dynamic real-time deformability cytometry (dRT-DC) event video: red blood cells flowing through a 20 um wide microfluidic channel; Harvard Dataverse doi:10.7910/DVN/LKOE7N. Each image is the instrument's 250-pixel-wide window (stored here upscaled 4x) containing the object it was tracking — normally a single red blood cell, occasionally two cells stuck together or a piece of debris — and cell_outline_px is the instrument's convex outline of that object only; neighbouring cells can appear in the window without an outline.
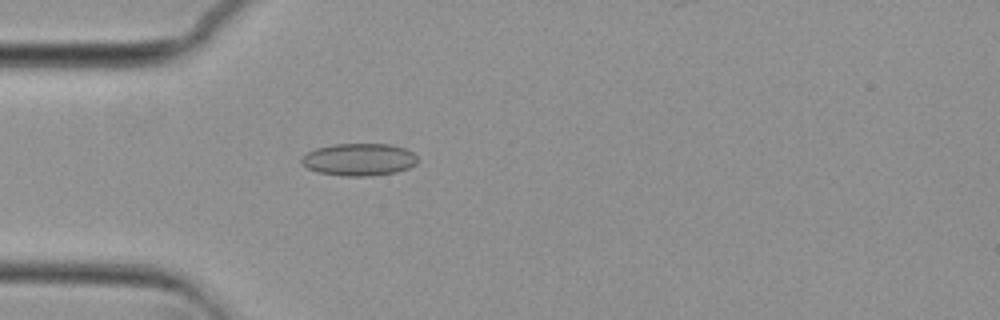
{"species": "common noctule bat (a hibernating species)", "species_latin": "Nyctalus noctula", "temperature_condition": "cold", "stored_images_in_passage": 25, "camera_frame_rate_fps": 3000, "um_per_image_px": 0.085, "animal": {"sex": "female", "body_mass_g": 29.2, "forearm_length_mm": 56.3}, "frame": {"image": 1, "passage_image": 16, "time_ms": 5.0, "image_size_px": [1000, 320], "cell_outline_px": [[416, 164], [408, 168], [396, 172], [372, 176], [344, 176], [316, 172], [308, 168], [300, 160], [308, 152], [316, 148], [332, 144], [392, 144], [404, 148], [412, 152], [416, 156]], "centroid_in_image_um": [30.52, 13.56], "position_along_channel_um": 54.5, "area_um2": 21.85}}
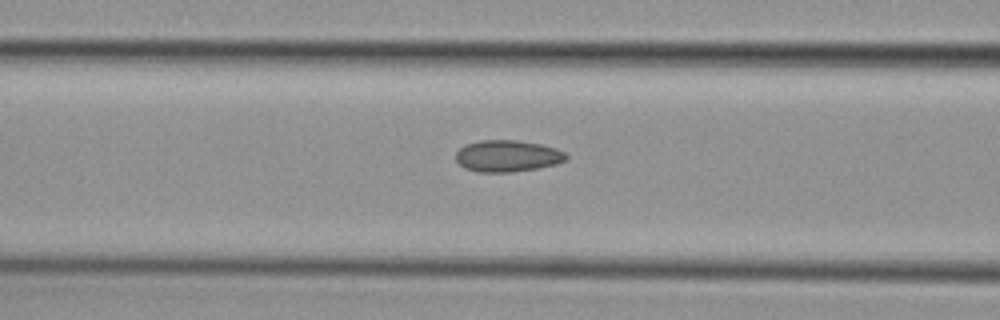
{"frame": {"image": 2, "passage_image": 22, "time_ms": 7.0, "image_size_px": [1000, 320], "cell_outline_px": [[568, 160], [556, 164], [536, 168], [512, 172], [480, 172], [464, 168], [456, 160], [456, 152], [464, 144], [480, 140], [516, 140], [540, 144], [556, 148], [564, 152], [568, 156]], "centroid_in_image_um": [43.13, 13.25], "position_along_channel_um": 123.5, "area_um2": 20.4}}
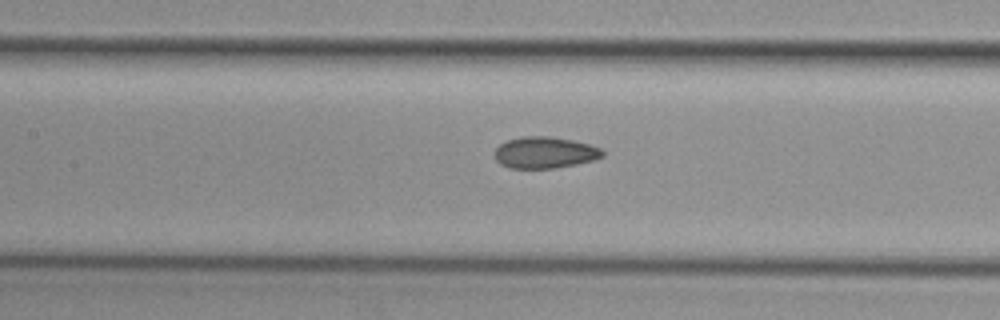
{"frame": {"image": 3, "passage_image": 25, "time_ms": 8.0, "image_size_px": [1000, 320], "cell_outline_px": [[604, 156], [592, 160], [576, 164], [556, 168], [508, 168], [500, 164], [496, 160], [496, 148], [500, 144], [508, 140], [520, 136], [552, 136], [592, 144], [600, 148], [604, 152]], "centroid_in_image_um": [46.32, 12.96], "position_along_channel_um": 161.1, "area_um2": 19.88}}